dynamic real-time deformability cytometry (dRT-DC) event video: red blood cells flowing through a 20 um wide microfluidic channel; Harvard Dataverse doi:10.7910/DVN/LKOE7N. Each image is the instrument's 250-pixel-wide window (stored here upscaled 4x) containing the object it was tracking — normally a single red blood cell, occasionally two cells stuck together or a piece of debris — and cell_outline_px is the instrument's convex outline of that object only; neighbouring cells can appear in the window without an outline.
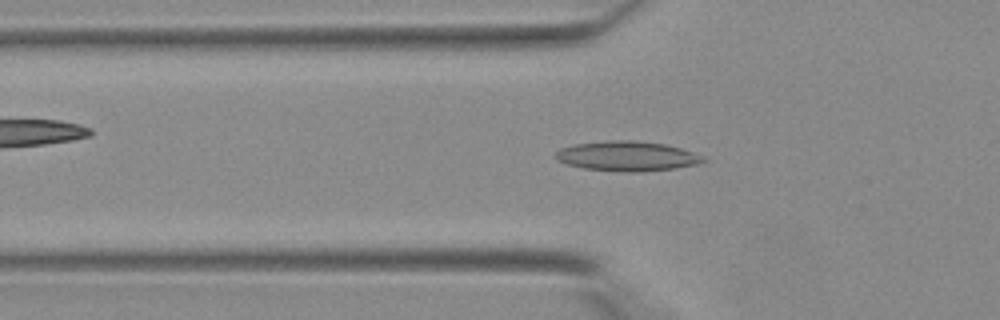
{"species": "Egyptian fruit bat (a non-hibernating species)", "species_latin": "Rousettus aegyptiacus", "temperature_condition": "warm", "stored_images_in_passage": 37, "camera_frame_rate_fps": 3000, "um_per_image_px": 0.085, "animal": {"sex": "female"}, "frame": {"image": 1, "passage_image": 10, "time_ms": 3.0, "image_size_px": [1000, 320], "cell_outline_px": [[708, 160], [696, 164], [672, 168], [636, 172], [628, 172], [584, 168], [568, 164], [560, 160], [556, 156], [556, 152], [560, 148], [576, 144], [612, 140], [628, 140], [664, 144], [680, 148], [704, 156]], "centroid_in_image_um": [53.32, 13.27], "position_along_channel_um": 72.5, "area_um2": 25.09}}
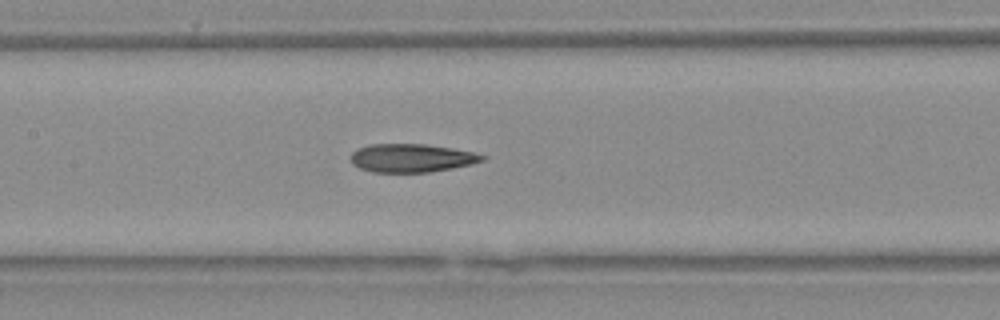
{"frame": {"image": 2, "passage_image": 16, "time_ms": 5.0, "image_size_px": [1000, 320], "cell_outline_px": [[488, 156], [484, 160], [452, 168], [428, 172], [372, 172], [360, 168], [352, 164], [352, 152], [360, 148], [372, 144], [424, 144], [452, 148], [476, 152]], "centroid_in_image_um": [35.01, 13.43], "position_along_channel_um": 172.4, "area_um2": 21.56}}
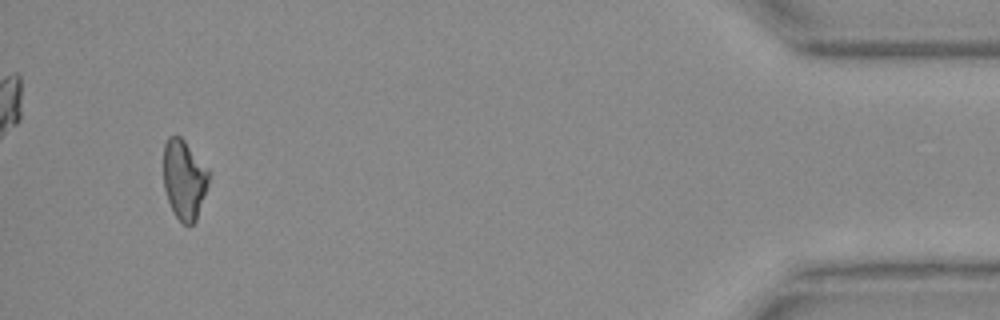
{"frame": {"image": 3, "passage_image": 35, "time_ms": 11.333, "image_size_px": [1000, 320], "cell_outline_px": [[208, 184], [196, 220], [192, 224], [184, 224], [176, 216], [168, 200], [164, 188], [164, 144], [168, 136], [180, 136], [184, 140], [208, 168]], "centroid_in_image_um": [15.65, 15.23], "position_along_channel_um": 419.6, "area_um2": 20.69}}